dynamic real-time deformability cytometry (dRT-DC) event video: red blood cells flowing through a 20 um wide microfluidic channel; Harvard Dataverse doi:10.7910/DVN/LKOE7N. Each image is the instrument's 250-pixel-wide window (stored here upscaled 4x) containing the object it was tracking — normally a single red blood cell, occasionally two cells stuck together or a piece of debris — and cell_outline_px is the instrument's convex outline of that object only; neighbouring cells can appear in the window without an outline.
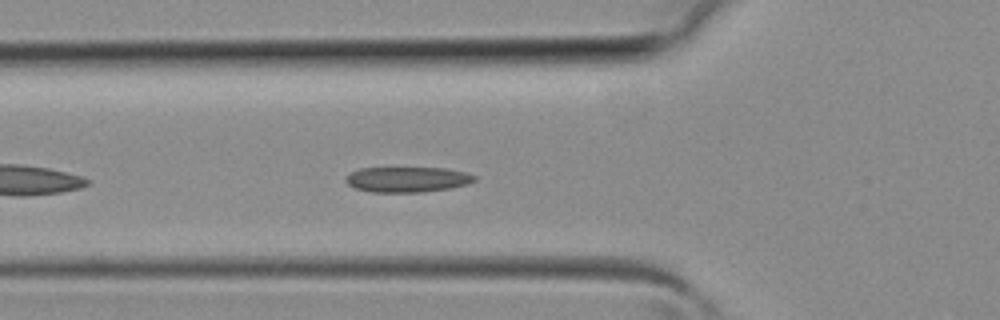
{"species": "common noctule bat (a hibernating species)", "species_latin": "Nyctalus noctula", "temperature_condition": "room temperature", "stored_images_in_passage": 31, "camera_frame_rate_fps": 3000, "um_per_image_px": 0.085, "animal": {"sex": "female", "body_mass_g": 19.3, "forearm_length_mm": 54.1}, "frame": {"image": 1, "passage_image": 4, "time_ms": 1.0, "image_size_px": [1000, 320], "cell_outline_px": [[476, 180], [468, 184], [452, 188], [424, 192], [372, 192], [356, 188], [348, 184], [344, 180], [344, 176], [348, 172], [360, 168], [444, 168], [464, 172], [476, 176]], "centroid_in_image_um": [34.59, 15.25], "position_along_channel_um": 91.2, "area_um2": 19.19}}
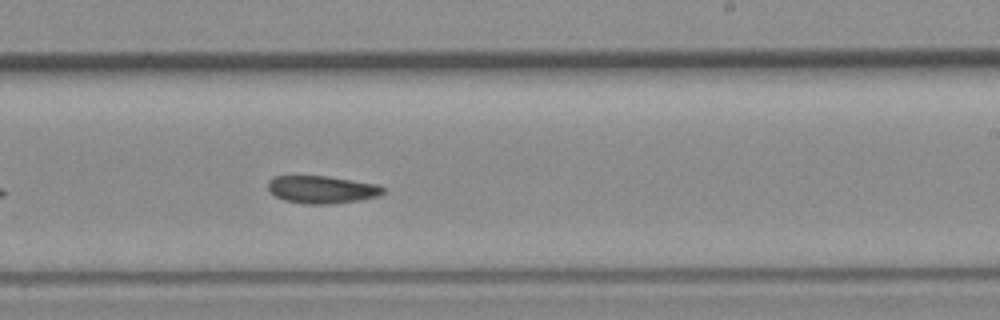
{"frame": {"image": 2, "passage_image": 14, "time_ms": 4.333, "image_size_px": [1000, 320], "cell_outline_px": [[384, 192], [380, 196], [360, 200], [328, 204], [304, 204], [284, 200], [268, 192], [268, 180], [272, 176], [328, 176], [380, 184], [384, 188]], "centroid_in_image_um": [27.36, 16.1], "position_along_channel_um": 261.6, "area_um2": 18.79}}
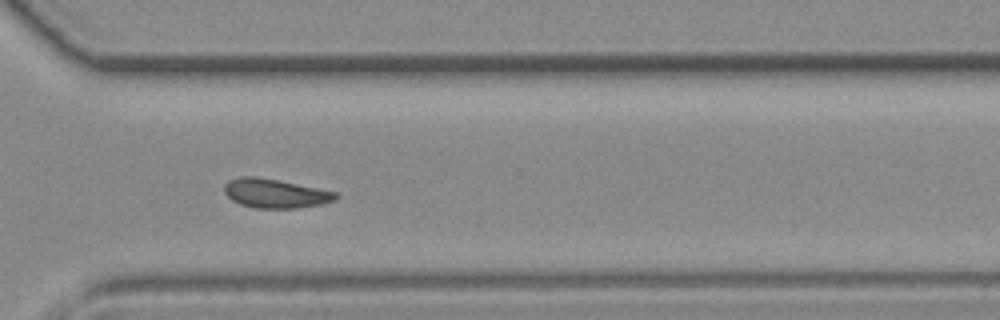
{"frame": {"image": 3, "passage_image": 19, "time_ms": 6.0, "image_size_px": [1000, 320], "cell_outline_px": [[340, 196], [336, 200], [324, 204], [296, 208], [256, 208], [240, 204], [232, 200], [224, 192], [224, 184], [228, 180], [240, 176], [256, 176], [336, 192]], "centroid_in_image_um": [23.39, 16.44], "position_along_channel_um": 347.2, "area_um2": 18.84}}